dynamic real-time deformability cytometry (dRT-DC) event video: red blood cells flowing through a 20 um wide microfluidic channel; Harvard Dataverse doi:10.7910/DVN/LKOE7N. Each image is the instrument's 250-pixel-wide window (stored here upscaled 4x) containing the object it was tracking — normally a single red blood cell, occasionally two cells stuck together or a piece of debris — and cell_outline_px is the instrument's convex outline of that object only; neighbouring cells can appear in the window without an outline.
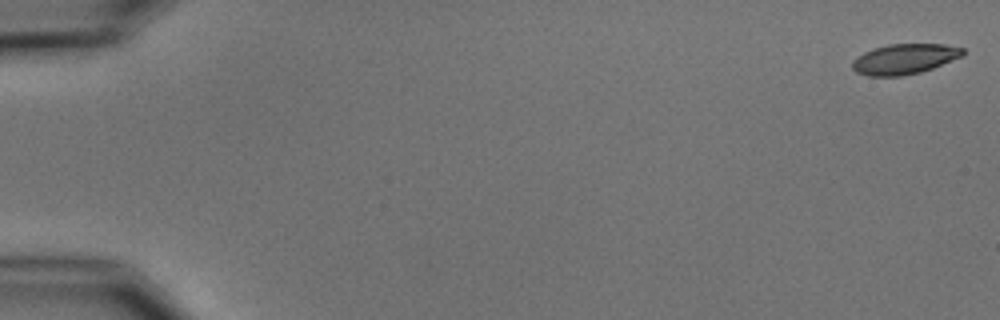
{"species": "common noctule bat (a hibernating species)", "species_latin": "Nyctalus noctula", "temperature_condition": "cold", "stored_images_in_passage": 5, "camera_frame_rate_fps": 3000, "um_per_image_px": 0.085, "animal": {"sex": "male", "body_mass_g": 15.6}, "frame": {"image": 1, "passage_image": 1, "time_ms": 0.0, "image_size_px": [1000, 320], "cell_outline_px": [[964, 56], [932, 68], [920, 72], [900, 76], [868, 76], [856, 72], [852, 68], [852, 60], [864, 52], [872, 48], [888, 44], [944, 44], [964, 48]], "centroid_in_image_um": [76.87, 5.01], "position_along_channel_um": 8.1, "area_um2": 19.59}}
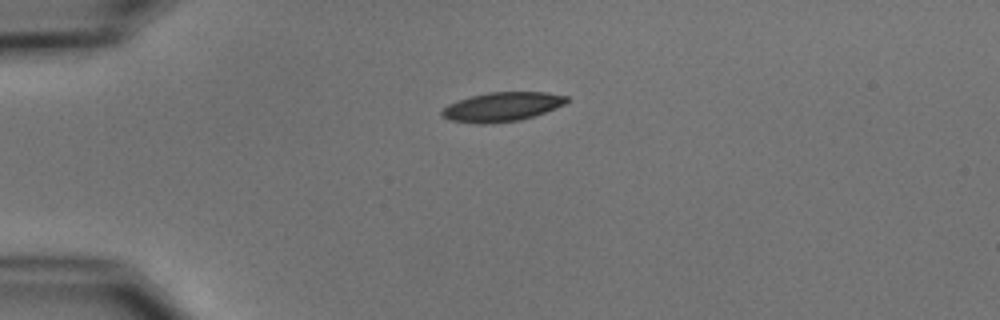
{"frame": {"image": 2, "passage_image": 4, "time_ms": 4.333, "image_size_px": [1000, 320], "cell_outline_px": [[568, 100], [564, 104], [556, 108], [520, 120], [484, 124], [480, 124], [448, 120], [440, 116], [440, 112], [448, 104], [456, 100], [488, 92], [548, 92], [568, 96]], "centroid_in_image_um": [42.63, 9.08], "position_along_channel_um": 42.4, "area_um2": 21.27}}